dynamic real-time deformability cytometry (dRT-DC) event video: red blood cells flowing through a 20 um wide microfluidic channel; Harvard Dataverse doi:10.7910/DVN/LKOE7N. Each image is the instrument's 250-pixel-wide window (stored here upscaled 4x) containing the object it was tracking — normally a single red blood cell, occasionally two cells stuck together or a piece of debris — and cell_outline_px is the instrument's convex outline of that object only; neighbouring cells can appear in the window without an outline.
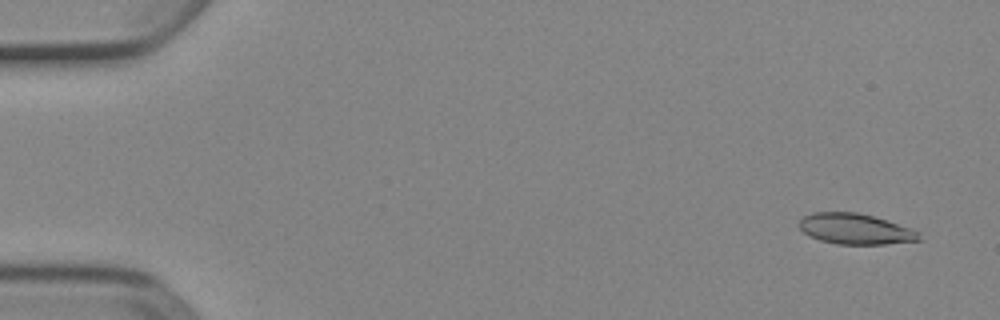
{"species": "Egyptian fruit bat (a non-hibernating species)", "species_latin": "Rousettus aegyptiacus", "temperature_condition": "cold", "stored_images_in_passage": 52, "camera_frame_rate_fps": 3000, "um_per_image_px": 0.085, "animal": {"sex": "female"}, "frame": {"image": 1, "passage_image": 3, "time_ms": 0.667, "image_size_px": [1000, 320], "cell_outline_px": [[924, 240], [884, 244], [836, 244], [820, 240], [808, 236], [796, 224], [804, 216], [812, 212], [856, 212], [872, 216], [912, 228], [920, 232]], "centroid_in_image_um": [72.71, 19.46], "position_along_channel_um": 12.3, "area_um2": 21.62}}
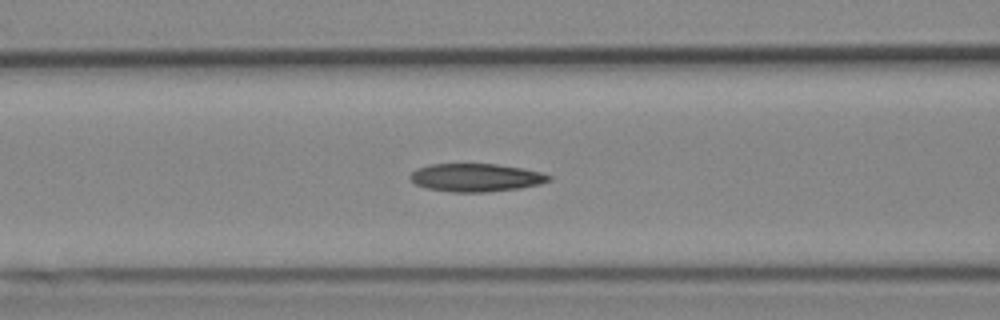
{"frame": {"image": 2, "passage_image": 22, "time_ms": 7.0, "image_size_px": [1000, 320], "cell_outline_px": [[552, 180], [540, 184], [520, 188], [488, 192], [452, 192], [424, 188], [416, 184], [408, 176], [416, 168], [428, 164], [496, 164], [520, 168], [540, 172], [552, 176]], "centroid_in_image_um": [40.43, 15.1], "position_along_channel_um": 126.2, "area_um2": 22.77}}
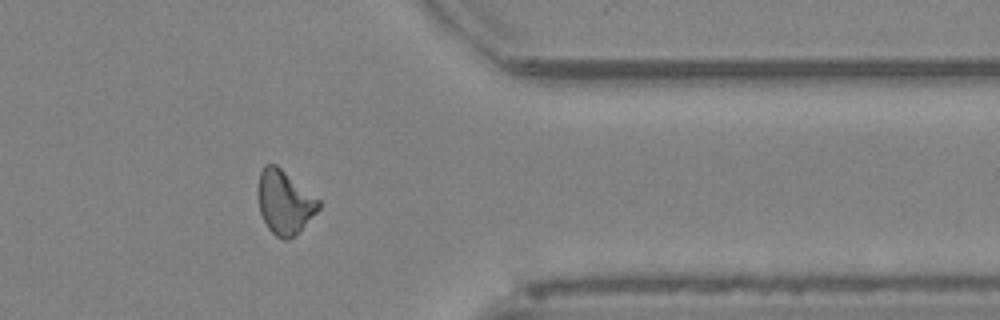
{"frame": {"image": 3, "passage_image": 43, "time_ms": 14.0, "image_size_px": [1000, 320], "cell_outline_px": [[320, 208], [288, 240], [284, 240], [276, 236], [268, 228], [260, 212], [256, 192], [260, 172], [264, 164], [276, 164], [320, 200]], "centroid_in_image_um": [24.14, 17.15], "position_along_channel_um": 387.3, "area_um2": 22.25}, "authors_computed_cell_mechanics": {"area_um2": 22.1374, "velocity_mm_per_s": 3.8991, "shape_relaxation_time_tau1_ms": null, "shape_relaxation_time_tau2_ms": 9.2014, "deformation_change_tau1": null, "deformation_change_tau2": 0.1921}}